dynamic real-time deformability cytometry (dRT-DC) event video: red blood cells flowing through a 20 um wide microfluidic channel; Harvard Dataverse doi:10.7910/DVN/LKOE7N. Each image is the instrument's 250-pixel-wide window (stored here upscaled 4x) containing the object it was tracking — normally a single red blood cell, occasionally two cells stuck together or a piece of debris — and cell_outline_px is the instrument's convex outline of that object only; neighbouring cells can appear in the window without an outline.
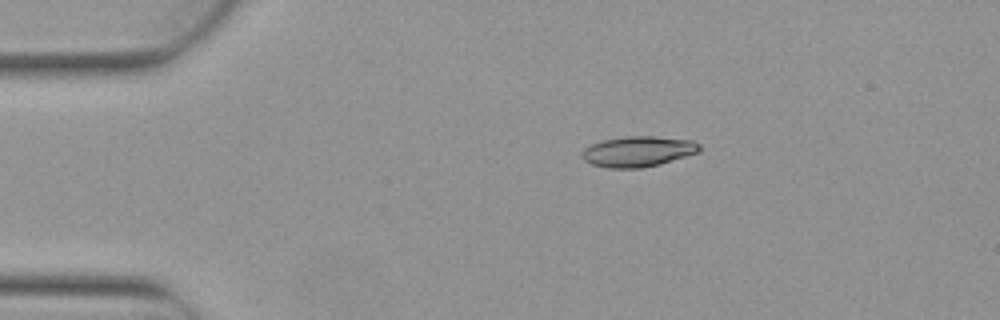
{"species": "Egyptian fruit bat (a non-hibernating species)", "species_latin": "Rousettus aegyptiacus", "temperature_condition": "warm", "stored_images_in_passage": 7, "camera_frame_rate_fps": 3000, "um_per_image_px": 0.085, "animal": {"sex": "female"}, "frame": {"image": 1, "passage_image": 2, "time_ms": 0.333, "image_size_px": [1000, 320], "cell_outline_px": [[700, 152], [660, 164], [640, 168], [608, 168], [592, 164], [584, 160], [584, 148], [592, 144], [604, 140], [628, 136], [656, 136], [692, 140], [700, 144]], "centroid_in_image_um": [54.29, 12.87], "position_along_channel_um": 30.7, "area_um2": 20.75}}
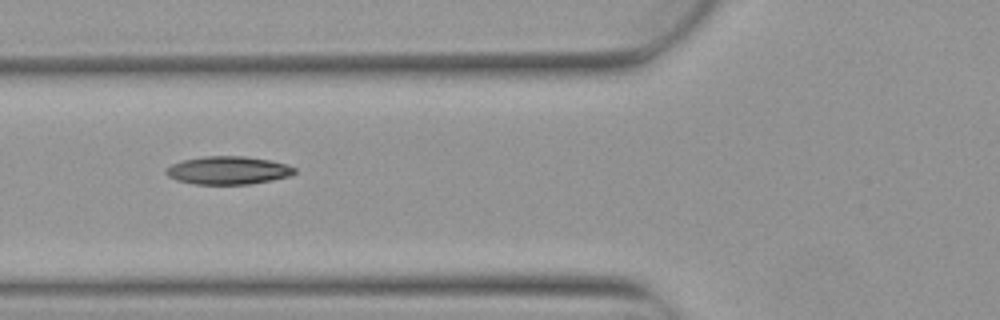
{"frame": {"image": 2, "passage_image": 5, "time_ms": 1.333, "image_size_px": [1000, 320], "cell_outline_px": [[296, 172], [288, 176], [272, 180], [248, 184], [196, 184], [176, 180], [168, 176], [164, 172], [164, 168], [172, 164], [184, 160], [204, 156], [244, 156], [268, 160], [288, 164], [296, 168]], "centroid_in_image_um": [19.37, 14.48], "position_along_channel_um": 106.4, "area_um2": 20.98}}
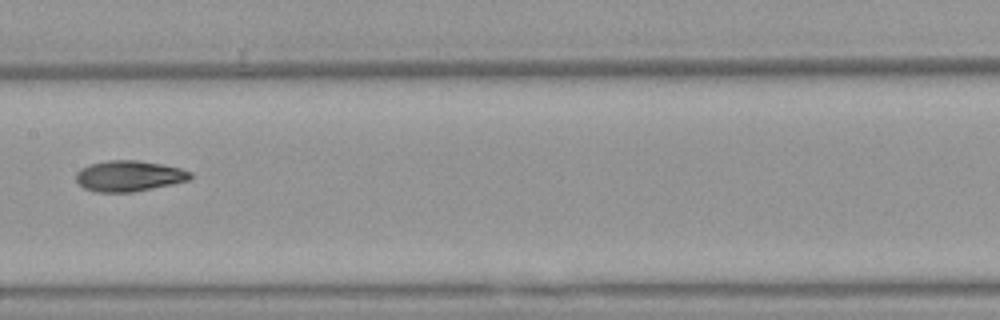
{"frame": {"image": 3, "passage_image": 7, "time_ms": 2.0, "image_size_px": [1000, 320], "cell_outline_px": [[192, 176], [188, 180], [172, 184], [132, 192], [96, 192], [84, 188], [76, 180], [76, 172], [80, 168], [88, 164], [108, 160], [136, 160], [160, 164], [180, 168], [192, 172]], "centroid_in_image_um": [10.93, 14.95], "position_along_channel_um": 196.5, "area_um2": 20.46}}